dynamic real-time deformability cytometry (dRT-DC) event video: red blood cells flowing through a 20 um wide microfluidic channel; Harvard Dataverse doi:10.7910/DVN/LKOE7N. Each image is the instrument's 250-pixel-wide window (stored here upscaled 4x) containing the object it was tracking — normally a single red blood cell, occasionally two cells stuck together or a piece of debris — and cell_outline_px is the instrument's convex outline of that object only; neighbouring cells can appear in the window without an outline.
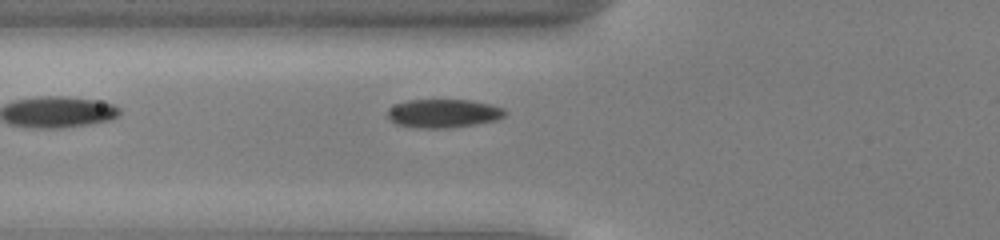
{"species": "common noctule bat (a hibernating species)", "species_latin": "Nyctalus noctula", "temperature_condition": "cold", "stored_images_in_passage": 33, "camera_frame_rate_fps": 3000, "um_per_image_px": 0.085, "animal": {"sex": "male", "body_mass_g": 13.0, "forearm_length_mm": 53.1}, "frame": {"image": 1, "passage_image": 3, "time_ms": 0.667, "image_size_px": [1000, 240], "cell_outline_px": [[508, 112], [504, 116], [496, 120], [476, 124], [448, 128], [416, 128], [396, 124], [388, 116], [388, 108], [396, 104], [408, 100], [468, 100], [492, 104], [504, 108]], "centroid_in_image_um": [37.72, 9.64], "position_along_channel_um": 88.1, "area_um2": 19.59}}
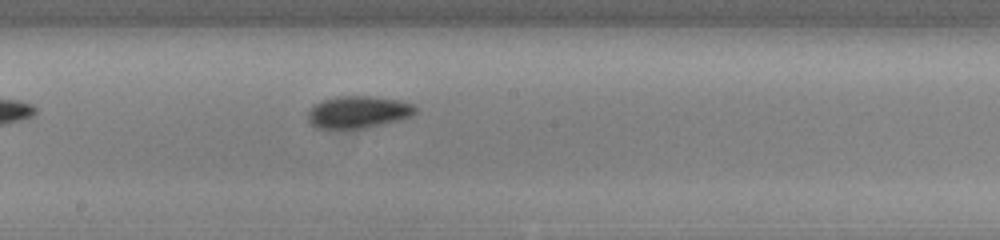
{"frame": {"image": 2, "passage_image": 13, "time_ms": 4.0, "image_size_px": [1000, 240], "cell_outline_px": [[416, 112], [412, 116], [400, 120], [364, 128], [332, 132], [328, 132], [316, 128], [308, 120], [308, 112], [316, 104], [324, 100], [336, 96], [368, 96], [400, 100], [412, 104], [416, 108]], "centroid_in_image_um": [30.4, 9.58], "position_along_channel_um": 217.8, "area_um2": 20.69}}
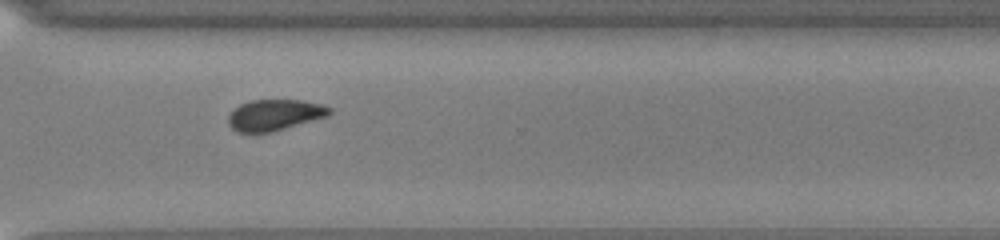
{"frame": {"image": 3, "passage_image": 23, "time_ms": 7.333, "image_size_px": [1000, 240], "cell_outline_px": [[332, 112], [328, 116], [272, 132], [236, 132], [228, 124], [228, 116], [240, 104], [252, 100], [304, 100], [320, 104], [332, 108]], "centroid_in_image_um": [23.36, 9.77], "position_along_channel_um": 347.2, "area_um2": 18.26}, "authors_computed_cell_mechanics": {"area_um2": 19.5942, "velocity_mm_per_s": 3.8827, "shape_relaxation_time_tau1_ms": 2.6693, "shape_relaxation_time_tau2_ms": 5.9757, "deformation_change_tau1": 0.0922, "deformation_change_tau2": 0.0797}}